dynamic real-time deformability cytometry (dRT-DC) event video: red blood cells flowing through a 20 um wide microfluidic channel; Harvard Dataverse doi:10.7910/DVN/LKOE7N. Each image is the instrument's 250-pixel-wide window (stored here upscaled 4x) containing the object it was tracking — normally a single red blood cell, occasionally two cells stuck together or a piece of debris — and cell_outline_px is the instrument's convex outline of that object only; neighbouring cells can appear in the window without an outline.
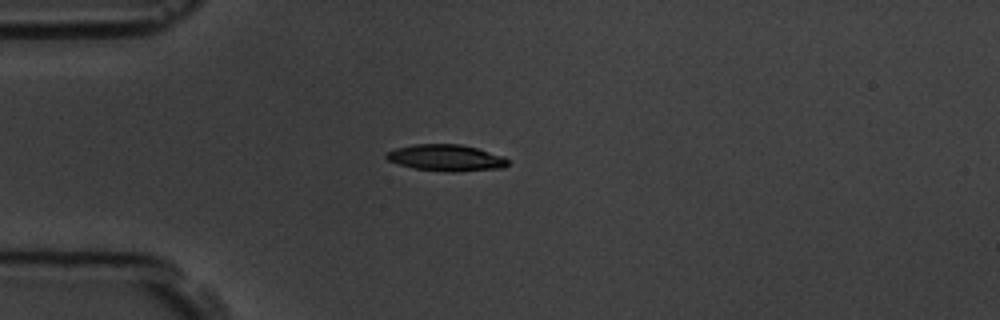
{"species": "common noctule bat (a hibernating species)", "species_latin": "Nyctalus noctula", "temperature_condition": "room temperature", "stored_images_in_passage": 43, "camera_frame_rate_fps": 3000, "um_per_image_px": 0.085, "animal": {"sex": "male", "body_mass_g": 19.5, "forearm_length_mm": 54.6}, "frame": {"image": 1, "passage_image": 1, "time_ms": 0.0, "image_size_px": [1000, 320], "cell_outline_px": [[508, 164], [504, 168], [456, 172], [448, 172], [416, 168], [400, 164], [388, 160], [384, 156], [384, 152], [396, 148], [412, 144], [460, 144], [476, 148], [504, 156], [508, 160]], "centroid_in_image_um": [37.91, 13.41], "position_along_channel_um": 47.1, "area_um2": 18.79}}
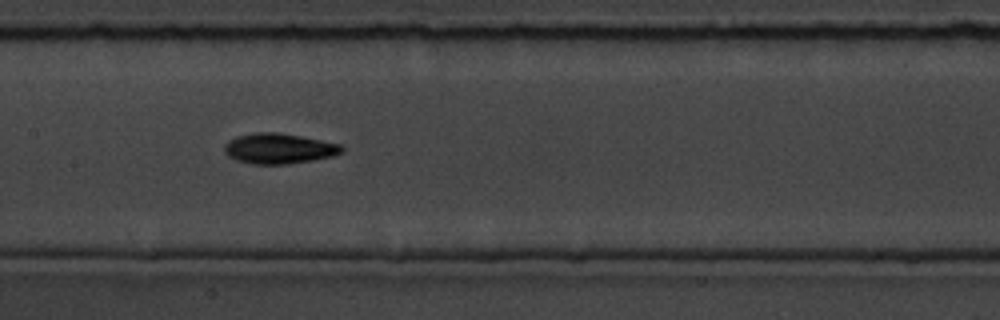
{"frame": {"image": 2, "passage_image": 14, "time_ms": 4.333, "image_size_px": [1000, 320], "cell_outline_px": [[344, 152], [332, 156], [312, 160], [288, 164], [252, 164], [236, 160], [228, 156], [224, 152], [224, 144], [228, 140], [236, 136], [256, 132], [276, 132], [300, 136], [340, 144], [344, 148]], "centroid_in_image_um": [23.68, 12.62], "position_along_channel_um": 183.7, "area_um2": 20.81}}
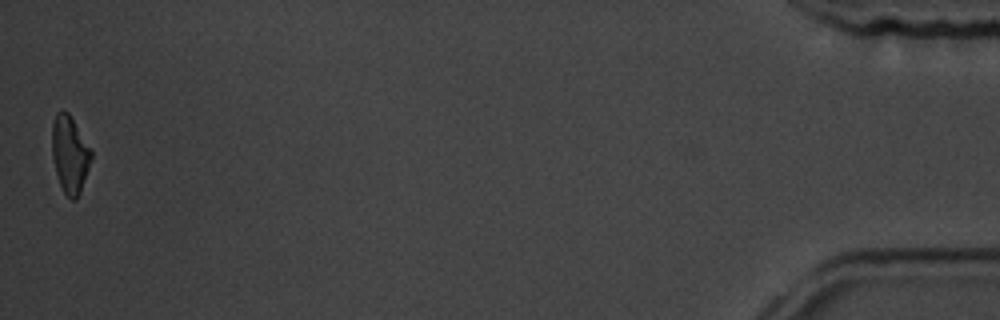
{"frame": {"image": 3, "passage_image": 43, "time_ms": 14.0, "image_size_px": [1000, 320], "cell_outline_px": [[92, 160], [80, 192], [76, 200], [72, 200], [64, 192], [60, 184], [56, 172], [52, 156], [52, 120], [56, 112], [68, 112], [92, 152]], "centroid_in_image_um": [5.93, 13.13], "position_along_channel_um": 429.3, "area_um2": 17.4}, "authors_computed_cell_mechanics": {"area_um2": 18.9584, "velocity_mm_per_s": 3.5322, "shape_relaxation_time_tau1_ms": 3.0243, "shape_relaxation_time_tau2_ms": 6.0376, "deformation_change_tau1": 0.1438, "deformation_change_tau2": 0.0827}}